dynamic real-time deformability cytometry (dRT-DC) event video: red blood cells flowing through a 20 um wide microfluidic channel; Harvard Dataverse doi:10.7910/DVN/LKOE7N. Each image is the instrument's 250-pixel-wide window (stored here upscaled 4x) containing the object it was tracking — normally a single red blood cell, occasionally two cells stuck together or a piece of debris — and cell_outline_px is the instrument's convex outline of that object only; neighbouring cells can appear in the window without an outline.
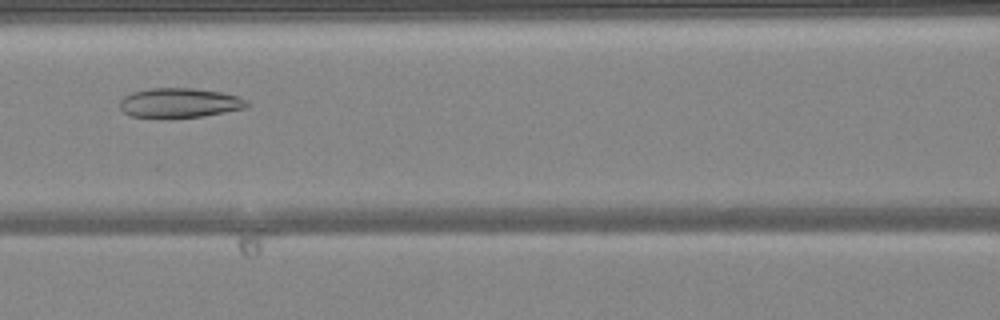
{"species": "common noctule bat (a hibernating species)", "species_latin": "Nyctalus noctula", "temperature_condition": "warm", "stored_images_in_passage": 48, "camera_frame_rate_fps": 3000, "um_per_image_px": 0.085, "animal": {"sex": "female", "body_mass_g": 24.6, "forearm_length_mm": 56.2}, "frame": {"image": 1, "passage_image": 22, "time_ms": 7.0, "image_size_px": [1000, 320], "cell_outline_px": [[248, 104], [244, 108], [204, 116], [132, 116], [124, 112], [120, 108], [120, 100], [124, 96], [132, 92], [152, 88], [196, 88], [224, 92], [240, 96], [248, 100]], "centroid_in_image_um": [15.3, 8.7], "position_along_channel_um": 151.3, "area_um2": 21.56}}
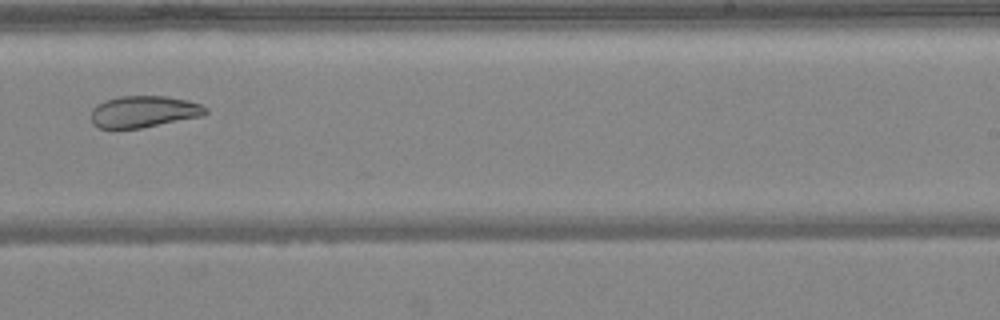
{"frame": {"image": 2, "passage_image": 31, "time_ms": 10.0, "image_size_px": [1000, 320], "cell_outline_px": [[208, 112], [200, 116], [140, 128], [96, 128], [92, 124], [92, 108], [96, 104], [104, 100], [120, 96], [168, 96], [188, 100], [200, 104], [208, 108]], "centroid_in_image_um": [12.19, 9.48], "position_along_channel_um": 276.8, "area_um2": 21.1}}
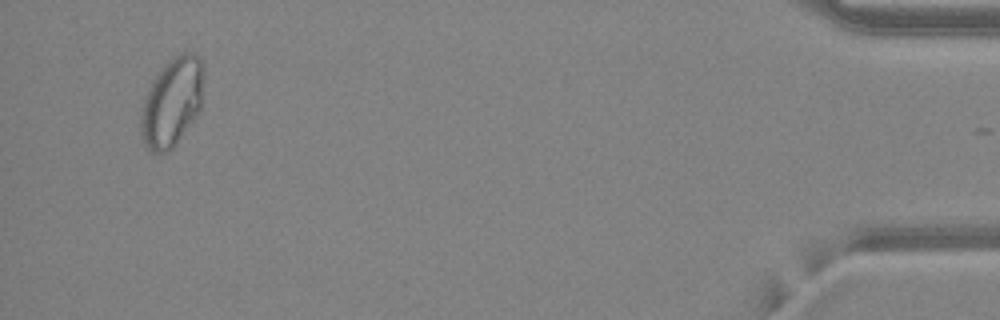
{"frame": {"image": 3, "passage_image": 47, "time_ms": 15.333, "image_size_px": [1000, 320], "cell_outline_px": [[204, 72], [200, 112], [176, 144], [168, 152], [152, 152], [144, 144], [140, 132], [140, 112], [148, 88], [164, 64], [168, 60], [180, 52], [196, 52], [200, 56], [204, 68]], "centroid_in_image_um": [14.64, 8.66], "position_along_channel_um": 420.6, "area_um2": 32.95}, "authors_computed_cell_mechanics": {"area_um2": 28.1775, "velocity_mm_per_s": 4.1964, "shape_relaxation_time_tau1_ms": null, "shape_relaxation_time_tau2_ms": 2.877, "deformation_change_tau1": null, "deformation_change_tau2": 0.0841}}